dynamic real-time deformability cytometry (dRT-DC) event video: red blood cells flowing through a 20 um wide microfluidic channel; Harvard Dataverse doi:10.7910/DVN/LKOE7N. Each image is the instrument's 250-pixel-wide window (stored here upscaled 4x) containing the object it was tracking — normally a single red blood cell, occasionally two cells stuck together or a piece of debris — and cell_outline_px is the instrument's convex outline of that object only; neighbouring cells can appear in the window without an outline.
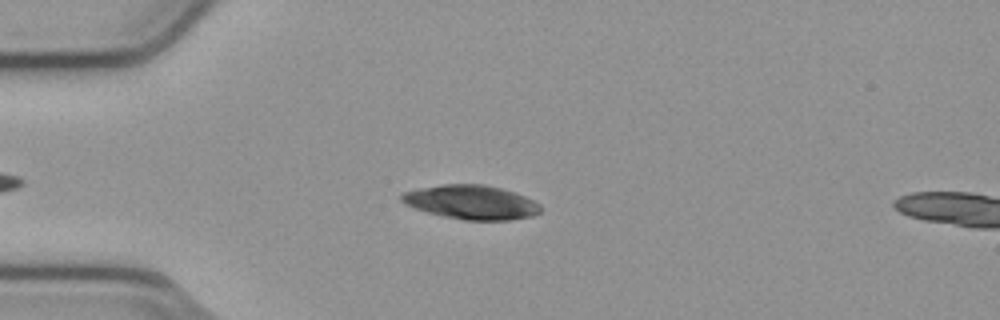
{"species": "common noctule bat (a hibernating species)", "species_latin": "Nyctalus noctula", "temperature_condition": "cold", "stored_images_in_passage": 6, "camera_frame_rate_fps": 3000, "um_per_image_px": 0.085, "animal": {"sex": "male", "body_mass_g": 23.1, "forearm_length_mm": 52.7}, "frame": {"image": 1, "passage_image": 3, "time_ms": 0.667, "image_size_px": [1000, 320], "cell_outline_px": [[540, 212], [532, 216], [508, 220], [464, 220], [444, 216], [428, 212], [404, 204], [400, 200], [400, 196], [404, 192], [420, 188], [444, 184], [484, 184], [500, 188], [524, 196], [540, 204]], "centroid_in_image_um": [40.05, 17.19], "position_along_channel_um": 45.0, "area_um2": 27.34}}